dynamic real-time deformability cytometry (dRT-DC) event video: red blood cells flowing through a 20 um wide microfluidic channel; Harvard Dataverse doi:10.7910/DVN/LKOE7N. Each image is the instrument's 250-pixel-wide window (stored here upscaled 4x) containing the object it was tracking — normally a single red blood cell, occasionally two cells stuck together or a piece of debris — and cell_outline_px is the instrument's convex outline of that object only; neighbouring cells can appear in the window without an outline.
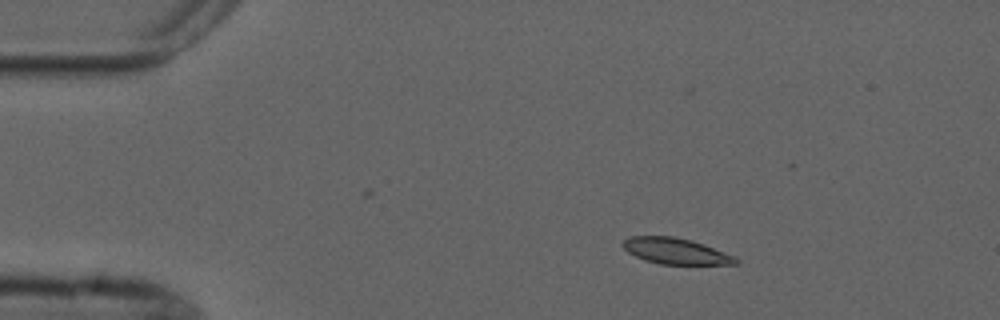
{"species": "common noctule bat (a hibernating species)", "species_latin": "Nyctalus noctula", "temperature_condition": "cold", "stored_images_in_passage": 5, "camera_frame_rate_fps": 3000, "um_per_image_px": 0.085, "animal": {"sex": "male", "forearm_length_mm": 52.5}, "frame": {"image": 1, "passage_image": 3, "time_ms": 2.333, "image_size_px": [1000, 320], "cell_outline_px": [[740, 264], [660, 264], [644, 260], [628, 252], [620, 244], [628, 236], [676, 236], [692, 240], [704, 244], [736, 256], [740, 260]], "centroid_in_image_um": [57.45, 21.33], "position_along_channel_um": 27.5, "area_um2": 17.34}}